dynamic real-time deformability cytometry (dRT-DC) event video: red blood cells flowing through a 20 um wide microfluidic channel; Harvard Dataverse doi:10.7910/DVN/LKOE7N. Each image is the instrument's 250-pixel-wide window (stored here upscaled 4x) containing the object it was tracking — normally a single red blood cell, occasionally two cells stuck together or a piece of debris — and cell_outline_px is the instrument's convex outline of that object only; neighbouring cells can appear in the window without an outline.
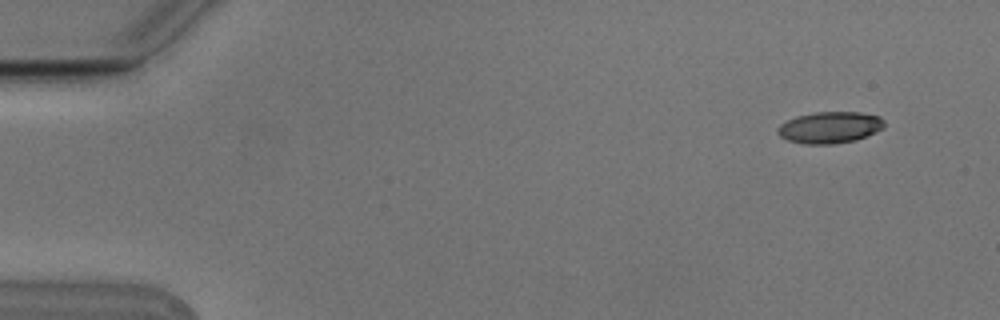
{"species": "Egyptian fruit bat (a non-hibernating species)", "species_latin": "Rousettus aegyptiacus", "temperature_condition": "cold", "stored_images_in_passage": 4, "camera_frame_rate_fps": 3000, "um_per_image_px": 0.085, "animal": {"sex": "male"}, "frame": {"image": 1, "passage_image": 1, "time_ms": 0.0, "image_size_px": [1000, 320], "cell_outline_px": [[884, 128], [876, 132], [856, 140], [832, 144], [804, 144], [788, 140], [780, 136], [776, 132], [776, 128], [780, 124], [796, 116], [816, 112], [860, 112], [880, 116], [884, 120]], "centroid_in_image_um": [70.54, 10.83], "position_along_channel_um": 14.5, "area_um2": 19.71}}